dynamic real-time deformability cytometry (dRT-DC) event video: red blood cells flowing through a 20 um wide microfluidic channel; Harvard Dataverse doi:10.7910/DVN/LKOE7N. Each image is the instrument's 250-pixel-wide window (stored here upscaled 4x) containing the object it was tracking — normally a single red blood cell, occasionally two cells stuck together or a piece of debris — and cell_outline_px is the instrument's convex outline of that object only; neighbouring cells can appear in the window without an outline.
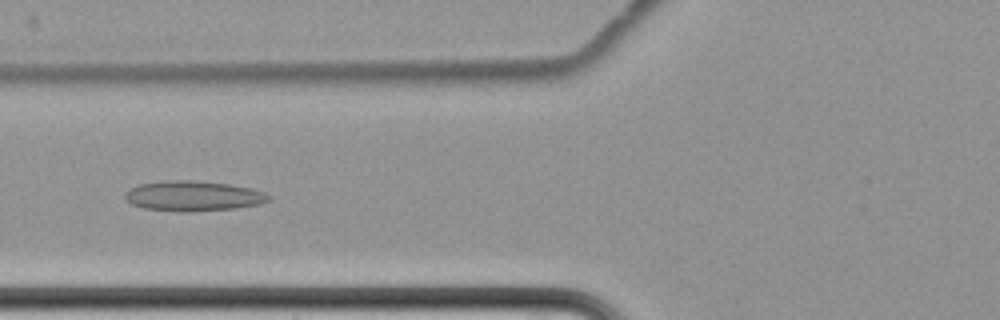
{"species": "common noctule bat (a hibernating species)", "species_latin": "Nyctalus noctula", "temperature_condition": "cold", "stored_images_in_passage": 8, "camera_frame_rate_fps": 3000, "um_per_image_px": 0.085, "animal": {"sex": "female", "body_mass_g": 22.7, "forearm_length_mm": 54.2}, "frame": {"image": 1, "passage_image": 8, "time_ms": 9.0, "image_size_px": [1000, 320], "cell_outline_px": [[272, 200], [260, 204], [236, 208], [192, 212], [176, 212], [144, 208], [132, 204], [124, 196], [124, 192], [136, 184], [164, 180], [192, 180], [228, 184], [248, 188], [264, 192], [272, 196]], "centroid_in_image_um": [16.41, 16.66], "position_along_channel_um": 109.4, "area_um2": 25.55}}